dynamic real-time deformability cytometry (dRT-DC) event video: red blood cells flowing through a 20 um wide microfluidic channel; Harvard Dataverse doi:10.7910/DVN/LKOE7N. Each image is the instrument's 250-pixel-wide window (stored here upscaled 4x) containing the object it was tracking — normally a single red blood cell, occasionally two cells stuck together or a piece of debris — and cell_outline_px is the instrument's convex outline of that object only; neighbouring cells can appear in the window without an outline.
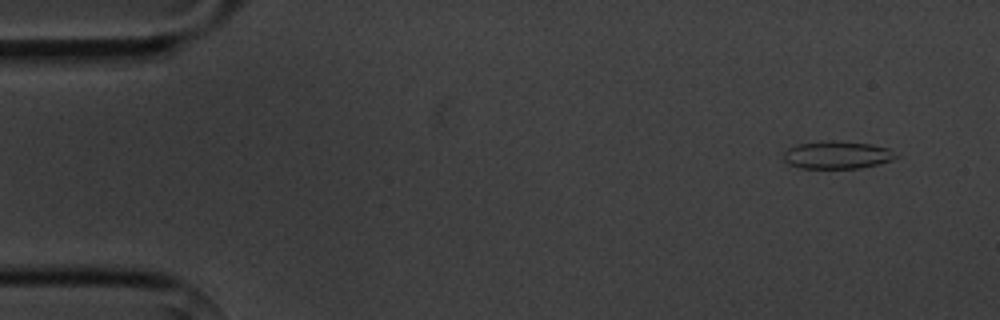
{"species": "common noctule bat (a hibernating species)", "species_latin": "Nyctalus noctula", "temperature_condition": "cold", "stored_images_in_passage": 4, "camera_frame_rate_fps": 3000, "um_per_image_px": 0.085, "animal": {"sex": "male", "body_mass_g": 20.1, "forearm_length_mm": 53.5}, "frame": {"image": 1, "passage_image": 1, "time_ms": 0.0, "image_size_px": [1000, 320], "cell_outline_px": [[900, 156], [892, 160], [860, 168], [800, 168], [788, 164], [784, 160], [784, 152], [788, 148], [796, 144], [820, 140], [832, 140], [872, 144], [888, 148]], "centroid_in_image_um": [71.13, 13.15], "position_along_channel_um": 13.9, "area_um2": 18.32}}
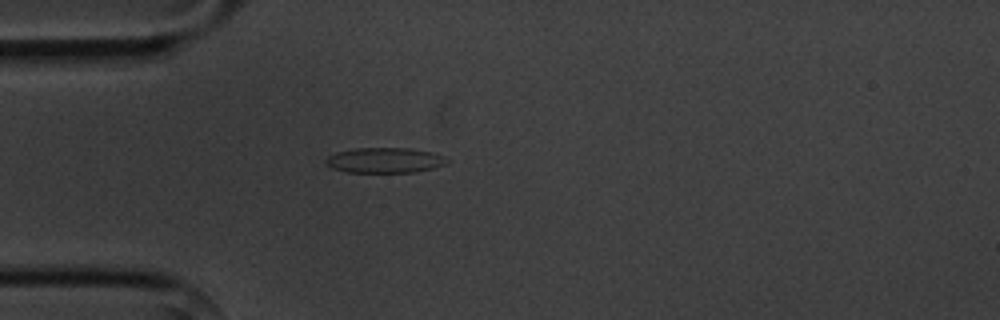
{"frame": {"image": 2, "passage_image": 4, "time_ms": 3.667, "image_size_px": [1000, 320], "cell_outline_px": [[448, 160], [444, 164], [436, 168], [416, 172], [348, 172], [332, 168], [324, 164], [324, 160], [328, 156], [336, 152], [356, 148], [408, 148], [428, 152], [444, 156]], "centroid_in_image_um": [32.66, 13.63], "position_along_channel_um": 52.3, "area_um2": 17.8}}